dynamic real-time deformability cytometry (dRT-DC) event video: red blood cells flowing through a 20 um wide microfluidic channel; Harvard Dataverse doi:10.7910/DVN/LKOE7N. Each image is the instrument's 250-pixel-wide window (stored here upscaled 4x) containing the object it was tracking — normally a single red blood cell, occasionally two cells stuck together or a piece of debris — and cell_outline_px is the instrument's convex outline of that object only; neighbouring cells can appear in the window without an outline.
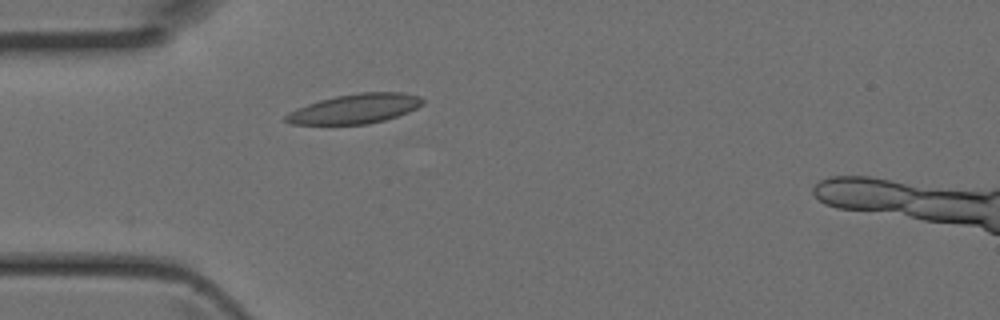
{"species": "Egyptian fruit bat (a non-hibernating species)", "species_latin": "Rousettus aegyptiacus", "temperature_condition": "room temperature", "stored_images_in_passage": 31, "camera_frame_rate_fps": 3000, "um_per_image_px": 0.085, "animal": {"sex": "female"}, "frame": {"image": 1, "passage_image": 1, "time_ms": 0.0, "image_size_px": [1000, 320], "cell_outline_px": [[424, 104], [408, 112], [384, 120], [368, 124], [288, 124], [284, 120], [284, 116], [288, 112], [296, 108], [320, 100], [336, 96], [360, 92], [400, 92], [420, 96], [424, 100]], "centroid_in_image_um": [30.17, 9.24], "position_along_channel_um": 54.8, "area_um2": 23.58}}
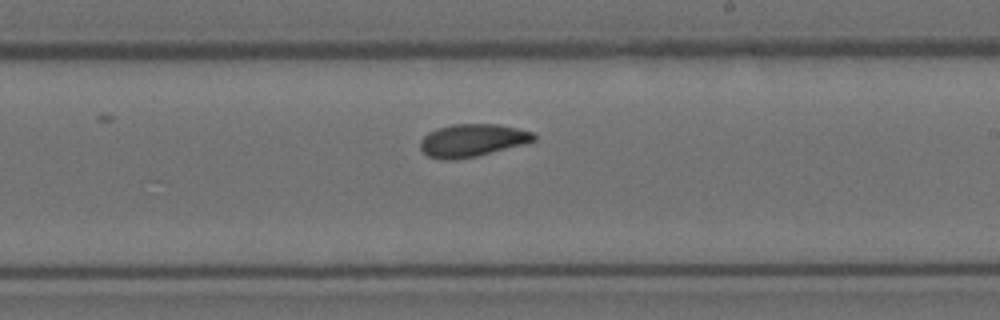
{"frame": {"image": 2, "passage_image": 14, "time_ms": 4.333, "image_size_px": [1000, 320], "cell_outline_px": [[536, 140], [524, 144], [476, 156], [456, 160], [440, 160], [428, 156], [420, 148], [420, 140], [428, 132], [436, 128], [452, 124], [500, 124], [532, 132], [536, 136]], "centroid_in_image_um": [40.11, 11.93], "position_along_channel_um": 248.9, "area_um2": 21.73}}
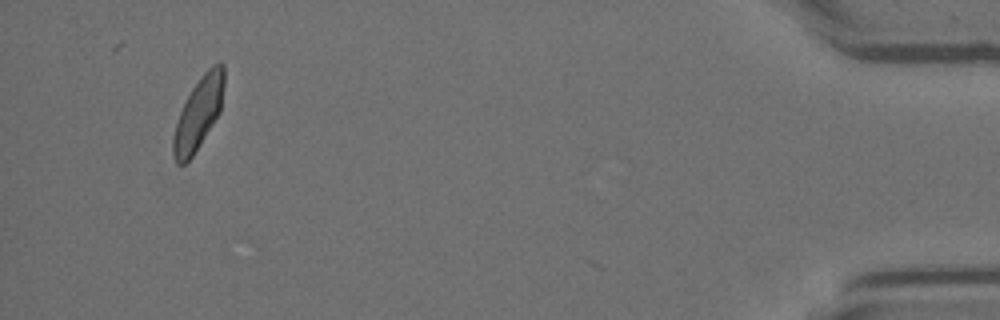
{"frame": {"image": 3, "passage_image": 30, "time_ms": 9.667, "image_size_px": [1000, 320], "cell_outline_px": [[224, 84], [220, 112], [192, 156], [184, 164], [176, 164], [172, 152], [172, 140], [176, 124], [180, 112], [192, 88], [200, 76], [212, 64], [220, 60], [224, 64]], "centroid_in_image_um": [16.88, 9.59], "position_along_channel_um": 418.3, "area_um2": 21.15}}